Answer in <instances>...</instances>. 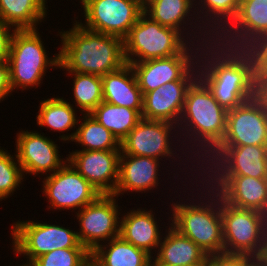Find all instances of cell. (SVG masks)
Wrapping results in <instances>:
<instances>
[{"mask_svg": "<svg viewBox=\"0 0 267 266\" xmlns=\"http://www.w3.org/2000/svg\"><path fill=\"white\" fill-rule=\"evenodd\" d=\"M73 28L59 32L61 46L59 68L66 72L99 76L119 70L125 64L124 40L94 32L75 20Z\"/></svg>", "mask_w": 267, "mask_h": 266, "instance_id": "1", "label": "cell"}, {"mask_svg": "<svg viewBox=\"0 0 267 266\" xmlns=\"http://www.w3.org/2000/svg\"><path fill=\"white\" fill-rule=\"evenodd\" d=\"M197 190H200L199 195H202V198L199 196L198 203L178 202V200L172 203L171 215L173 216H171L172 221L169 225L181 235L191 239L208 255L222 253L224 252V241L221 197L216 191H202L200 188ZM203 198L204 200H202Z\"/></svg>", "mask_w": 267, "mask_h": 266, "instance_id": "2", "label": "cell"}, {"mask_svg": "<svg viewBox=\"0 0 267 266\" xmlns=\"http://www.w3.org/2000/svg\"><path fill=\"white\" fill-rule=\"evenodd\" d=\"M200 51L198 78L215 100L227 111L245 103L244 75L237 60L216 39L203 44Z\"/></svg>", "mask_w": 267, "mask_h": 266, "instance_id": "3", "label": "cell"}, {"mask_svg": "<svg viewBox=\"0 0 267 266\" xmlns=\"http://www.w3.org/2000/svg\"><path fill=\"white\" fill-rule=\"evenodd\" d=\"M186 39L181 32L160 25L143 12L124 39L125 60L131 64L177 54H198L201 45Z\"/></svg>", "mask_w": 267, "mask_h": 266, "instance_id": "4", "label": "cell"}, {"mask_svg": "<svg viewBox=\"0 0 267 266\" xmlns=\"http://www.w3.org/2000/svg\"><path fill=\"white\" fill-rule=\"evenodd\" d=\"M46 51L36 29L15 30L7 59L13 92L40 86L47 67L59 68V53L50 58Z\"/></svg>", "mask_w": 267, "mask_h": 266, "instance_id": "5", "label": "cell"}, {"mask_svg": "<svg viewBox=\"0 0 267 266\" xmlns=\"http://www.w3.org/2000/svg\"><path fill=\"white\" fill-rule=\"evenodd\" d=\"M227 112L215 100L207 86L197 78L187 90L183 112L177 125V129L184 133L180 130L176 132L180 134L177 141L180 142L183 135L185 140L183 138L181 144L189 142L181 145L189 144L185 152L203 134L226 132Z\"/></svg>", "mask_w": 267, "mask_h": 266, "instance_id": "6", "label": "cell"}, {"mask_svg": "<svg viewBox=\"0 0 267 266\" xmlns=\"http://www.w3.org/2000/svg\"><path fill=\"white\" fill-rule=\"evenodd\" d=\"M12 246L16 254L33 262L41 255L62 248H85L77 232L68 228L35 221H17L11 227Z\"/></svg>", "mask_w": 267, "mask_h": 266, "instance_id": "7", "label": "cell"}, {"mask_svg": "<svg viewBox=\"0 0 267 266\" xmlns=\"http://www.w3.org/2000/svg\"><path fill=\"white\" fill-rule=\"evenodd\" d=\"M116 199L114 194H101L76 213L80 226L76 231L79 241L90 253L103 242L120 235L121 212Z\"/></svg>", "mask_w": 267, "mask_h": 266, "instance_id": "8", "label": "cell"}, {"mask_svg": "<svg viewBox=\"0 0 267 266\" xmlns=\"http://www.w3.org/2000/svg\"><path fill=\"white\" fill-rule=\"evenodd\" d=\"M84 10V28L120 37L124 40L143 10L136 0H87L81 7Z\"/></svg>", "mask_w": 267, "mask_h": 266, "instance_id": "9", "label": "cell"}, {"mask_svg": "<svg viewBox=\"0 0 267 266\" xmlns=\"http://www.w3.org/2000/svg\"><path fill=\"white\" fill-rule=\"evenodd\" d=\"M191 145L192 146L190 148H187L188 149L187 152L189 153V155H190V152H191L190 156L193 155V157H190L189 160H191V158L193 160L195 157L197 161L196 160H193V161L198 163L196 164L197 165L196 169L201 174L202 173L203 174L205 173L206 175L208 174L207 176L205 174L204 176H202L201 179L202 180L205 179L204 182H202L200 179L198 183L200 182L203 185V187L206 188L207 191L208 190L215 191L216 188H218L232 174V170H233L232 159H233V150H234L233 143L230 141L226 132H221V133H213V134L212 133L203 134L199 136ZM193 152L195 154H193ZM194 155H197L198 157ZM200 162L202 163L201 165H199ZM203 164L206 165V167ZM204 183L207 186H204Z\"/></svg>", "mask_w": 267, "mask_h": 266, "instance_id": "10", "label": "cell"}, {"mask_svg": "<svg viewBox=\"0 0 267 266\" xmlns=\"http://www.w3.org/2000/svg\"><path fill=\"white\" fill-rule=\"evenodd\" d=\"M43 179L42 192L50 203L48 208L56 211L76 208L79 211L101 195L69 161Z\"/></svg>", "mask_w": 267, "mask_h": 266, "instance_id": "11", "label": "cell"}, {"mask_svg": "<svg viewBox=\"0 0 267 266\" xmlns=\"http://www.w3.org/2000/svg\"><path fill=\"white\" fill-rule=\"evenodd\" d=\"M175 124L166 121L146 120L141 121L129 132V134L120 142V149L123 154L146 156L160 160L167 159L174 155L177 157L176 150L172 151L173 144L170 135L172 130L177 131ZM171 139V140H170ZM171 144V145H170ZM175 152V153H173Z\"/></svg>", "mask_w": 267, "mask_h": 266, "instance_id": "12", "label": "cell"}, {"mask_svg": "<svg viewBox=\"0 0 267 266\" xmlns=\"http://www.w3.org/2000/svg\"><path fill=\"white\" fill-rule=\"evenodd\" d=\"M221 219L224 252L254 257L261 245L255 211L234 207L221 198Z\"/></svg>", "mask_w": 267, "mask_h": 266, "instance_id": "13", "label": "cell"}, {"mask_svg": "<svg viewBox=\"0 0 267 266\" xmlns=\"http://www.w3.org/2000/svg\"><path fill=\"white\" fill-rule=\"evenodd\" d=\"M16 138V157L25 175L46 176L60 169L67 161L61 159L59 146L37 131L21 130ZM43 173V174H42Z\"/></svg>", "mask_w": 267, "mask_h": 266, "instance_id": "14", "label": "cell"}, {"mask_svg": "<svg viewBox=\"0 0 267 266\" xmlns=\"http://www.w3.org/2000/svg\"><path fill=\"white\" fill-rule=\"evenodd\" d=\"M196 64L181 80L167 82L143 95L142 118L178 125L188 88L198 78Z\"/></svg>", "mask_w": 267, "mask_h": 266, "instance_id": "15", "label": "cell"}, {"mask_svg": "<svg viewBox=\"0 0 267 266\" xmlns=\"http://www.w3.org/2000/svg\"><path fill=\"white\" fill-rule=\"evenodd\" d=\"M68 161L100 194H115L121 150L69 151Z\"/></svg>", "mask_w": 267, "mask_h": 266, "instance_id": "16", "label": "cell"}, {"mask_svg": "<svg viewBox=\"0 0 267 266\" xmlns=\"http://www.w3.org/2000/svg\"><path fill=\"white\" fill-rule=\"evenodd\" d=\"M239 63L244 75L245 102L267 100V62L251 42H219Z\"/></svg>", "mask_w": 267, "mask_h": 266, "instance_id": "17", "label": "cell"}, {"mask_svg": "<svg viewBox=\"0 0 267 266\" xmlns=\"http://www.w3.org/2000/svg\"><path fill=\"white\" fill-rule=\"evenodd\" d=\"M196 60H198V54H177L135 62L130 65L144 95L167 82L181 80L197 64Z\"/></svg>", "mask_w": 267, "mask_h": 266, "instance_id": "18", "label": "cell"}, {"mask_svg": "<svg viewBox=\"0 0 267 266\" xmlns=\"http://www.w3.org/2000/svg\"><path fill=\"white\" fill-rule=\"evenodd\" d=\"M226 134L234 146L267 145V109L245 102L229 110Z\"/></svg>", "mask_w": 267, "mask_h": 266, "instance_id": "19", "label": "cell"}, {"mask_svg": "<svg viewBox=\"0 0 267 266\" xmlns=\"http://www.w3.org/2000/svg\"><path fill=\"white\" fill-rule=\"evenodd\" d=\"M193 8L195 9V0H156L150 6H148L143 12L147 16H149L153 21L158 22L160 25L174 28L177 31L181 32L185 37H187V40L189 38V41L192 44H197V43H198V45H203V43L207 44V43L213 41L214 37H212L207 32V30L202 29L203 27L199 23V20L197 19L195 10L193 11ZM190 11L191 12L193 11L192 12L193 14ZM191 16L193 17V19ZM191 19L192 20L195 19V22L191 21ZM189 22L191 24H188ZM196 22H198V23H196ZM193 23L196 24V26L195 25L193 26L192 25ZM187 24L191 25L190 28L195 27L194 30L197 28L196 31H193V29L189 30V31H192L194 34L192 32L188 33L189 32L188 29L184 27V26H188ZM186 30H187V32H186ZM197 30L199 32H197ZM185 33L186 34L188 33L187 36ZM200 33H201V35L199 37ZM189 35H190V37H189ZM192 36H193V39H192ZM194 37H195V39H194ZM190 38H191V40H190ZM195 40H196V43H195ZM200 40L201 41L203 40V41L201 42ZM199 42H200V44H199Z\"/></svg>", "mask_w": 267, "mask_h": 266, "instance_id": "20", "label": "cell"}, {"mask_svg": "<svg viewBox=\"0 0 267 266\" xmlns=\"http://www.w3.org/2000/svg\"><path fill=\"white\" fill-rule=\"evenodd\" d=\"M146 156L126 155L122 152L119 157L118 182L115 190L117 197L126 192L143 193L159 184L161 162Z\"/></svg>", "mask_w": 267, "mask_h": 266, "instance_id": "21", "label": "cell"}, {"mask_svg": "<svg viewBox=\"0 0 267 266\" xmlns=\"http://www.w3.org/2000/svg\"><path fill=\"white\" fill-rule=\"evenodd\" d=\"M267 33V0H240L231 24L215 38L218 42H251Z\"/></svg>", "mask_w": 267, "mask_h": 266, "instance_id": "22", "label": "cell"}, {"mask_svg": "<svg viewBox=\"0 0 267 266\" xmlns=\"http://www.w3.org/2000/svg\"><path fill=\"white\" fill-rule=\"evenodd\" d=\"M152 266H206L208 254L171 225L166 228Z\"/></svg>", "mask_w": 267, "mask_h": 266, "instance_id": "23", "label": "cell"}, {"mask_svg": "<svg viewBox=\"0 0 267 266\" xmlns=\"http://www.w3.org/2000/svg\"><path fill=\"white\" fill-rule=\"evenodd\" d=\"M152 211L151 209L146 211L144 208H137L125 213L126 215L123 214L120 219L119 236L153 257V252L156 253L163 234L161 235L160 226L157 225L156 216Z\"/></svg>", "mask_w": 267, "mask_h": 266, "instance_id": "24", "label": "cell"}, {"mask_svg": "<svg viewBox=\"0 0 267 266\" xmlns=\"http://www.w3.org/2000/svg\"><path fill=\"white\" fill-rule=\"evenodd\" d=\"M215 191L227 204L237 208L267 207V178L229 176Z\"/></svg>", "mask_w": 267, "mask_h": 266, "instance_id": "25", "label": "cell"}, {"mask_svg": "<svg viewBox=\"0 0 267 266\" xmlns=\"http://www.w3.org/2000/svg\"><path fill=\"white\" fill-rule=\"evenodd\" d=\"M101 78L104 102L143 110V93L130 64H125L119 70L107 73Z\"/></svg>", "mask_w": 267, "mask_h": 266, "instance_id": "26", "label": "cell"}, {"mask_svg": "<svg viewBox=\"0 0 267 266\" xmlns=\"http://www.w3.org/2000/svg\"><path fill=\"white\" fill-rule=\"evenodd\" d=\"M152 262L150 254L121 236L100 244L91 252V266H152Z\"/></svg>", "mask_w": 267, "mask_h": 266, "instance_id": "27", "label": "cell"}, {"mask_svg": "<svg viewBox=\"0 0 267 266\" xmlns=\"http://www.w3.org/2000/svg\"><path fill=\"white\" fill-rule=\"evenodd\" d=\"M47 0H0V22L16 30L38 29L47 16Z\"/></svg>", "mask_w": 267, "mask_h": 266, "instance_id": "28", "label": "cell"}, {"mask_svg": "<svg viewBox=\"0 0 267 266\" xmlns=\"http://www.w3.org/2000/svg\"><path fill=\"white\" fill-rule=\"evenodd\" d=\"M82 122L71 135L62 134L59 140L72 141L78 144L82 150H121L118 139L91 114H82Z\"/></svg>", "mask_w": 267, "mask_h": 266, "instance_id": "29", "label": "cell"}, {"mask_svg": "<svg viewBox=\"0 0 267 266\" xmlns=\"http://www.w3.org/2000/svg\"><path fill=\"white\" fill-rule=\"evenodd\" d=\"M239 3L240 0H195L196 7L194 10H196L195 13L197 12V19H200L199 23L202 25L203 29L207 30L208 33L215 39L235 19L239 10ZM199 9L202 11H199Z\"/></svg>", "mask_w": 267, "mask_h": 266, "instance_id": "30", "label": "cell"}, {"mask_svg": "<svg viewBox=\"0 0 267 266\" xmlns=\"http://www.w3.org/2000/svg\"><path fill=\"white\" fill-rule=\"evenodd\" d=\"M142 111L102 101L90 114L121 142L141 121Z\"/></svg>", "mask_w": 267, "mask_h": 266, "instance_id": "31", "label": "cell"}, {"mask_svg": "<svg viewBox=\"0 0 267 266\" xmlns=\"http://www.w3.org/2000/svg\"><path fill=\"white\" fill-rule=\"evenodd\" d=\"M76 108L63 97H51L40 102L37 118L39 127H47L54 132H65L75 129L80 122Z\"/></svg>", "mask_w": 267, "mask_h": 266, "instance_id": "32", "label": "cell"}, {"mask_svg": "<svg viewBox=\"0 0 267 266\" xmlns=\"http://www.w3.org/2000/svg\"><path fill=\"white\" fill-rule=\"evenodd\" d=\"M230 176L267 178V145L234 146Z\"/></svg>", "mask_w": 267, "mask_h": 266, "instance_id": "33", "label": "cell"}, {"mask_svg": "<svg viewBox=\"0 0 267 266\" xmlns=\"http://www.w3.org/2000/svg\"><path fill=\"white\" fill-rule=\"evenodd\" d=\"M74 76L73 80V98L81 114H90L102 101V78L95 74H81L68 72Z\"/></svg>", "mask_w": 267, "mask_h": 266, "instance_id": "34", "label": "cell"}, {"mask_svg": "<svg viewBox=\"0 0 267 266\" xmlns=\"http://www.w3.org/2000/svg\"><path fill=\"white\" fill-rule=\"evenodd\" d=\"M24 178L16 154L11 156L7 150L0 147V201L11 196L16 188L21 186Z\"/></svg>", "mask_w": 267, "mask_h": 266, "instance_id": "35", "label": "cell"}, {"mask_svg": "<svg viewBox=\"0 0 267 266\" xmlns=\"http://www.w3.org/2000/svg\"><path fill=\"white\" fill-rule=\"evenodd\" d=\"M33 266H91V253L86 248H62L45 253Z\"/></svg>", "mask_w": 267, "mask_h": 266, "instance_id": "36", "label": "cell"}, {"mask_svg": "<svg viewBox=\"0 0 267 266\" xmlns=\"http://www.w3.org/2000/svg\"><path fill=\"white\" fill-rule=\"evenodd\" d=\"M253 259L245 254L222 252L208 255L206 266H247Z\"/></svg>", "mask_w": 267, "mask_h": 266, "instance_id": "37", "label": "cell"}, {"mask_svg": "<svg viewBox=\"0 0 267 266\" xmlns=\"http://www.w3.org/2000/svg\"><path fill=\"white\" fill-rule=\"evenodd\" d=\"M15 30L12 26L0 22V62L8 59L11 39Z\"/></svg>", "mask_w": 267, "mask_h": 266, "instance_id": "38", "label": "cell"}, {"mask_svg": "<svg viewBox=\"0 0 267 266\" xmlns=\"http://www.w3.org/2000/svg\"><path fill=\"white\" fill-rule=\"evenodd\" d=\"M12 88L10 85L9 65L7 61L0 62V102L10 96Z\"/></svg>", "mask_w": 267, "mask_h": 266, "instance_id": "39", "label": "cell"}, {"mask_svg": "<svg viewBox=\"0 0 267 266\" xmlns=\"http://www.w3.org/2000/svg\"><path fill=\"white\" fill-rule=\"evenodd\" d=\"M259 230L260 242L267 240V207H261L254 210Z\"/></svg>", "mask_w": 267, "mask_h": 266, "instance_id": "40", "label": "cell"}, {"mask_svg": "<svg viewBox=\"0 0 267 266\" xmlns=\"http://www.w3.org/2000/svg\"><path fill=\"white\" fill-rule=\"evenodd\" d=\"M251 43L259 50L267 62V33L257 36Z\"/></svg>", "mask_w": 267, "mask_h": 266, "instance_id": "41", "label": "cell"}, {"mask_svg": "<svg viewBox=\"0 0 267 266\" xmlns=\"http://www.w3.org/2000/svg\"><path fill=\"white\" fill-rule=\"evenodd\" d=\"M253 258L261 266H267V240L261 243L258 253Z\"/></svg>", "mask_w": 267, "mask_h": 266, "instance_id": "42", "label": "cell"}, {"mask_svg": "<svg viewBox=\"0 0 267 266\" xmlns=\"http://www.w3.org/2000/svg\"><path fill=\"white\" fill-rule=\"evenodd\" d=\"M139 7L144 11L148 6H150L156 0H136Z\"/></svg>", "mask_w": 267, "mask_h": 266, "instance_id": "43", "label": "cell"}, {"mask_svg": "<svg viewBox=\"0 0 267 266\" xmlns=\"http://www.w3.org/2000/svg\"><path fill=\"white\" fill-rule=\"evenodd\" d=\"M247 266H261L255 259H253Z\"/></svg>", "mask_w": 267, "mask_h": 266, "instance_id": "44", "label": "cell"}, {"mask_svg": "<svg viewBox=\"0 0 267 266\" xmlns=\"http://www.w3.org/2000/svg\"><path fill=\"white\" fill-rule=\"evenodd\" d=\"M18 266H33V264L29 261H27V263H24L22 265H18Z\"/></svg>", "mask_w": 267, "mask_h": 266, "instance_id": "45", "label": "cell"}, {"mask_svg": "<svg viewBox=\"0 0 267 266\" xmlns=\"http://www.w3.org/2000/svg\"><path fill=\"white\" fill-rule=\"evenodd\" d=\"M87 0H80L79 2L83 5Z\"/></svg>", "mask_w": 267, "mask_h": 266, "instance_id": "46", "label": "cell"}, {"mask_svg": "<svg viewBox=\"0 0 267 266\" xmlns=\"http://www.w3.org/2000/svg\"><path fill=\"white\" fill-rule=\"evenodd\" d=\"M263 105L267 109V100L265 101V103Z\"/></svg>", "mask_w": 267, "mask_h": 266, "instance_id": "47", "label": "cell"}]
</instances>
